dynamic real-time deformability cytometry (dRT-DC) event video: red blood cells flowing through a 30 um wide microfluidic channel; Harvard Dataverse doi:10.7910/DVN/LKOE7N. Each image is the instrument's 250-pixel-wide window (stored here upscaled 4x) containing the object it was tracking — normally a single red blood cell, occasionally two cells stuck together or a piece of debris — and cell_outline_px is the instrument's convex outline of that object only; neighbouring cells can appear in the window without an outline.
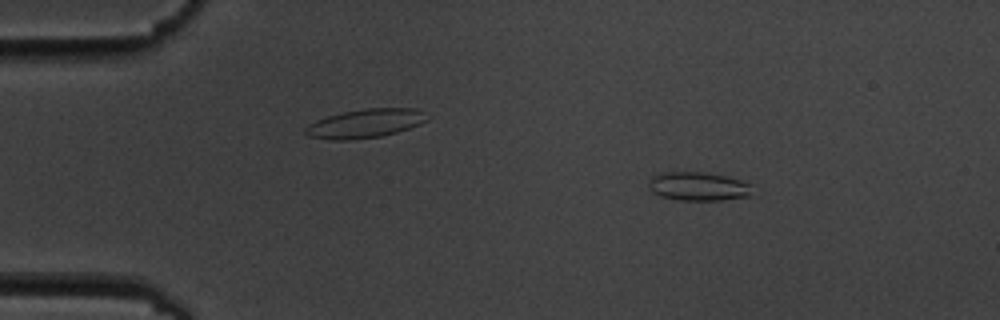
{"species": "common noctule bat (a hibernating species)", "species_latin": "Nyctalus noctula", "temperature_condition": "cold", "stored_images_in_passage": 7, "camera_frame_rate_fps": 3000, "um_per_image_px": 0.085, "animal": {"sex": "male", "body_mass_g": 19.5, "forearm_length_mm": 54.6}, "frame": {"image": 1, "passage_image": 3, "time_ms": 2.667, "image_size_px": [1000, 320], "cell_outline_px": [[748, 196], [724, 200], [680, 200], [660, 196], [652, 192], [648, 188], [648, 184], [652, 176], [656, 172], [704, 172], [724, 176], [740, 180], [748, 184]], "centroid_in_image_um": [59.23, 15.83], "position_along_channel_um": 25.8, "area_um2": 17.11}}
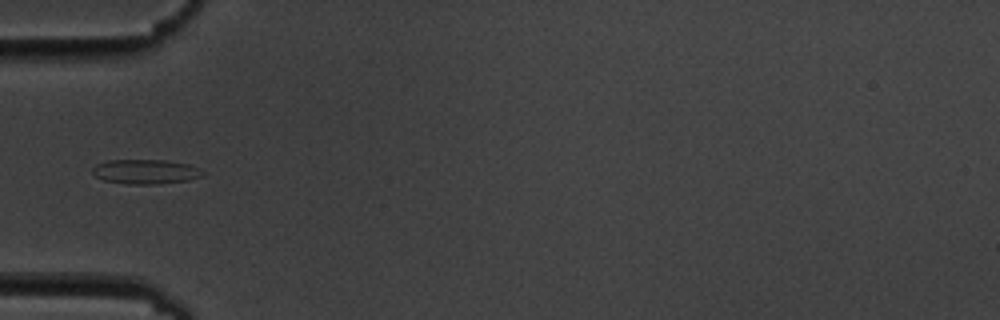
{"frame": {"image": 2, "passage_image": 6, "time_ms": 6.0, "image_size_px": [1000, 320], "cell_outline_px": [[204, 176], [188, 180], [156, 184], [128, 184], [104, 180], [96, 176], [92, 172], [92, 168], [96, 164], [108, 160], [164, 160], [188, 164], [204, 172]], "centroid_in_image_um": [12.35, 14.59], "position_along_channel_um": 72.6, "area_um2": 15.66}}
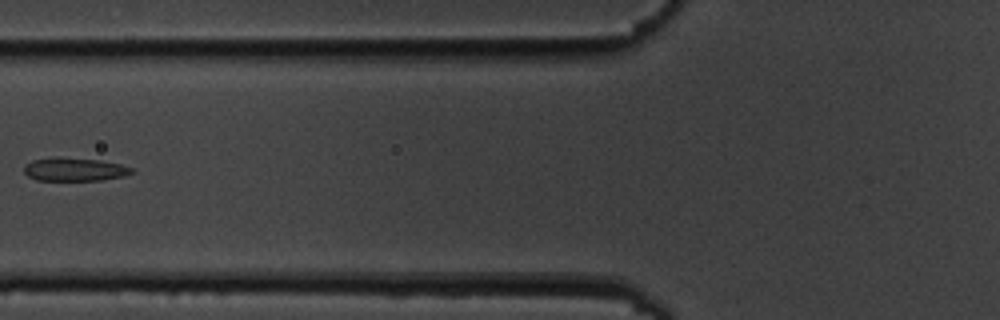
{"frame": {"image": 3, "passage_image": 7, "time_ms": 7.333, "image_size_px": [1000, 320], "cell_outline_px": [[136, 172], [124, 176], [100, 180], [36, 180], [28, 176], [24, 172], [24, 168], [32, 160], [100, 160], [120, 164], [132, 168]], "centroid_in_image_um": [6.42, 14.45], "position_along_channel_um": 119.4, "area_um2": 13.7}}